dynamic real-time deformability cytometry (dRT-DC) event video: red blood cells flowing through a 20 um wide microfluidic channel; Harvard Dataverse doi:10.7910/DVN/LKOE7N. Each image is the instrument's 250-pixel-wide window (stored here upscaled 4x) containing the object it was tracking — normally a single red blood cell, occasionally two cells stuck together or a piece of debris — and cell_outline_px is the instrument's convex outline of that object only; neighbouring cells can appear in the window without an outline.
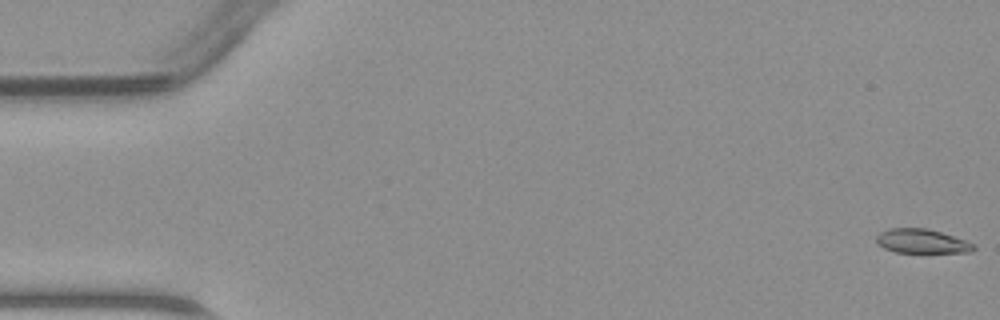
{"species": "common noctule bat (a hibernating species)", "species_latin": "Nyctalus noctula", "temperature_condition": "warm", "stored_images_in_passage": 48, "camera_frame_rate_fps": 3000, "um_per_image_px": 0.085, "animal": {"sex": "male", "body_mass_g": 23.1, "forearm_length_mm": 52.7}, "frame": {"image": 1, "passage_image": 1, "time_ms": 0.0, "image_size_px": [1000, 320], "cell_outline_px": [[976, 248], [972, 252], [896, 252], [884, 248], [876, 244], [876, 236], [880, 232], [888, 228], [924, 228], [940, 232], [976, 244]], "centroid_in_image_um": [78.33, 20.5], "position_along_channel_um": 6.7, "area_um2": 13.64}}
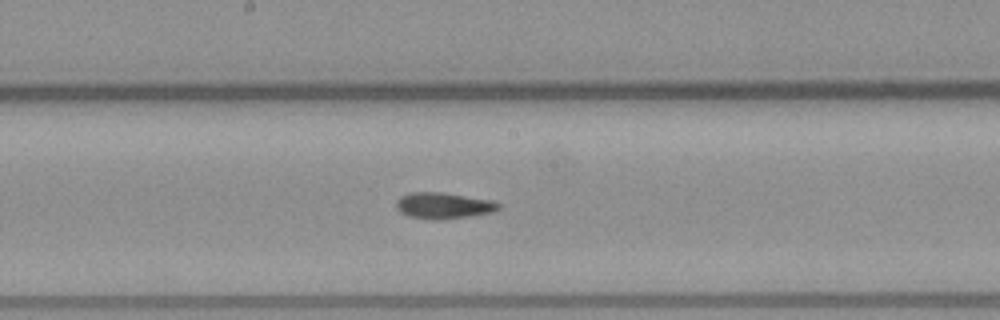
{"frame": {"image": 2, "passage_image": 25, "time_ms": 8.0, "image_size_px": [1000, 320], "cell_outline_px": [[500, 208], [492, 212], [468, 216], [440, 220], [436, 220], [408, 216], [400, 212], [396, 208], [396, 200], [400, 196], [408, 192], [440, 192], [492, 200], [500, 204]], "centroid_in_image_um": [37.65, 17.47], "position_along_channel_um": 210.5, "area_um2": 15.61}}
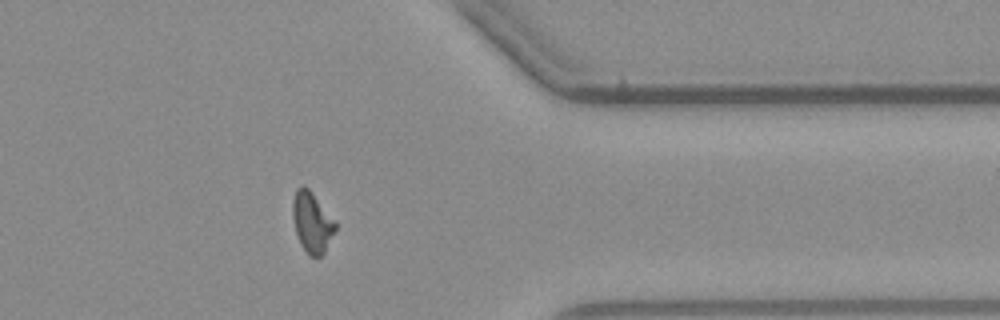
{"frame": {"image": 3, "passage_image": 38, "time_ms": 12.333, "image_size_px": [1000, 320], "cell_outline_px": [[336, 228], [324, 252], [320, 256], [308, 256], [300, 244], [296, 232], [292, 216], [292, 200], [296, 188], [300, 184], [304, 184], [312, 192], [336, 220]], "centroid_in_image_um": [26.5, 18.85], "position_along_channel_um": 384.9, "area_um2": 15.26}}